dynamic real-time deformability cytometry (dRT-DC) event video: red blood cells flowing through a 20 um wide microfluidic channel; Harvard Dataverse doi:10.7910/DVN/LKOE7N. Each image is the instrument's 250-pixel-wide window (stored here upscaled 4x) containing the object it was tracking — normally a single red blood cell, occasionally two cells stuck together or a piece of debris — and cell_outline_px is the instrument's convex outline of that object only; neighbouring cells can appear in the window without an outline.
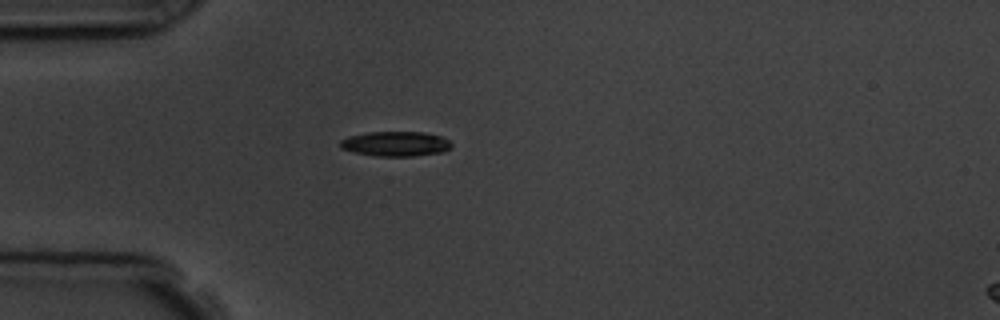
{"species": "common noctule bat (a hibernating species)", "species_latin": "Nyctalus noctula", "temperature_condition": "room temperature", "stored_images_in_passage": 4, "camera_frame_rate_fps": 3000, "um_per_image_px": 0.085, "animal": {"sex": "male", "body_mass_g": 19.5, "forearm_length_mm": 54.6}, "frame": {"image": 1, "passage_image": 4, "time_ms": 3.333, "image_size_px": [1000, 320], "cell_outline_px": [[452, 144], [444, 152], [412, 156], [372, 156], [352, 152], [340, 148], [340, 140], [348, 136], [368, 132], [424, 132], [440, 136], [448, 140]], "centroid_in_image_um": [33.58, 12.23], "position_along_channel_um": 51.4, "area_um2": 16.18}}